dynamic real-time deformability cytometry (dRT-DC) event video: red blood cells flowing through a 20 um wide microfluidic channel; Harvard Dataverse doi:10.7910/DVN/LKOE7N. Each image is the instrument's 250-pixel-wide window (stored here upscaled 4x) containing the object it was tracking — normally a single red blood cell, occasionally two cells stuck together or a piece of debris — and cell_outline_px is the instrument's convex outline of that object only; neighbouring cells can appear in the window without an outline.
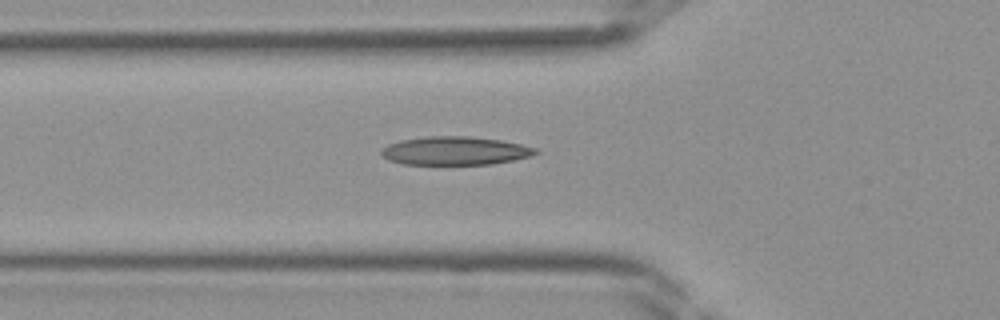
{"species": "Egyptian fruit bat (a non-hibernating species)", "species_latin": "Rousettus aegyptiacus", "temperature_condition": "room temperature", "stored_images_in_passage": 23, "camera_frame_rate_fps": 3000, "um_per_image_px": 0.085, "frame": {"image": 1, "passage_image": 2, "time_ms": 0.333, "image_size_px": [1000, 320], "cell_outline_px": [[540, 152], [532, 156], [516, 160], [492, 164], [400, 164], [388, 160], [380, 152], [380, 148], [388, 144], [400, 140], [428, 136], [468, 136], [500, 140], [520, 144], [536, 148]], "centroid_in_image_um": [38.68, 12.82], "position_along_channel_um": 87.1, "area_um2": 25.72}}
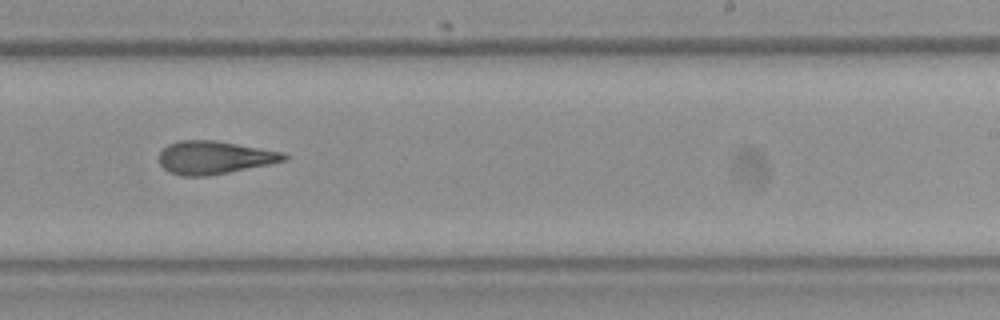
{"frame": {"image": 2, "passage_image": 13, "time_ms": 4.0, "image_size_px": [1000, 320], "cell_outline_px": [[288, 160], [208, 176], [180, 176], [168, 172], [160, 164], [160, 152], [168, 144], [180, 140], [216, 140], [284, 152], [288, 156]], "centroid_in_image_um": [18.21, 13.38], "position_along_channel_um": 270.8, "area_um2": 24.04}}
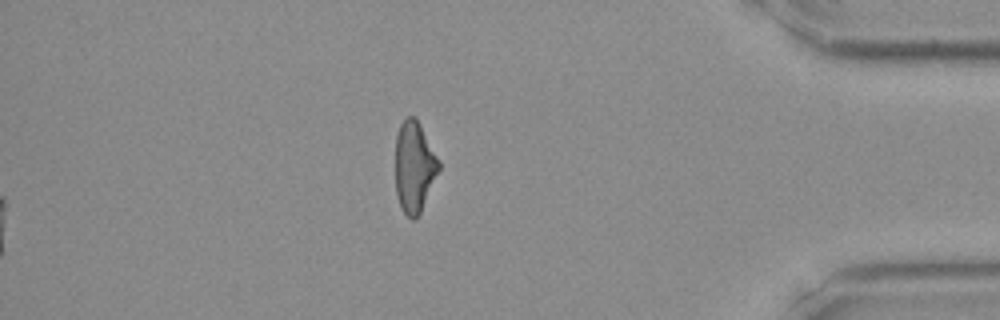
{"frame": {"image": 3, "passage_image": 23, "time_ms": 7.333, "image_size_px": [1000, 320], "cell_outline_px": [[440, 168], [420, 212], [416, 220], [412, 220], [404, 212], [396, 196], [396, 136], [400, 124], [404, 116], [412, 116], [420, 124], [440, 160]], "centroid_in_image_um": [35.21, 14.16], "position_along_channel_um": 400.0, "area_um2": 22.95}}